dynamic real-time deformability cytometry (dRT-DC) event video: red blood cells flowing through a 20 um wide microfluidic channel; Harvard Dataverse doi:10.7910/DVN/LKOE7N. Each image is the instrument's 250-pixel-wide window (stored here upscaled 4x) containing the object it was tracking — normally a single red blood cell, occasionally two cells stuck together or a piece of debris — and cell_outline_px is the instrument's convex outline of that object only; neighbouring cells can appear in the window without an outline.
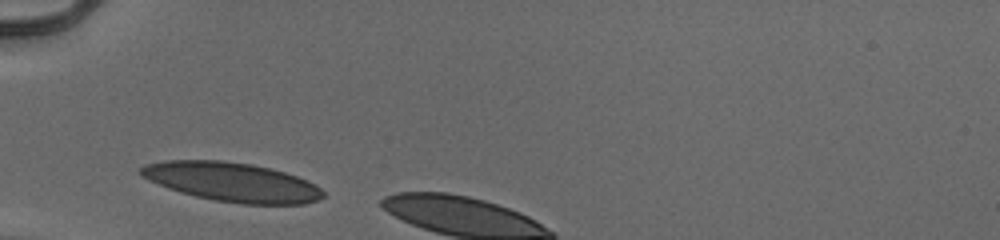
{"species": "human", "species_latin": "Homo sapiens", "temperature_condition": "cold", "stored_images_in_passage": 3, "camera_frame_rate_fps": 3000, "um_per_image_px": 0.085, "donor": {"sex": "male"}, "frame": {"image": 1, "passage_image": 1, "time_ms": 0.0, "image_size_px": [1000, 240], "cell_outline_px": [[324, 196], [320, 200], [304, 204], [244, 204], [216, 200], [196, 196], [180, 192], [168, 188], [148, 180], [136, 172], [136, 168], [144, 164], [164, 160], [220, 160], [252, 164], [272, 168], [308, 180], [320, 188], [324, 192]], "centroid_in_image_um": [19.69, 15.46], "position_along_channel_um": 65.3, "area_um2": 41.85}}